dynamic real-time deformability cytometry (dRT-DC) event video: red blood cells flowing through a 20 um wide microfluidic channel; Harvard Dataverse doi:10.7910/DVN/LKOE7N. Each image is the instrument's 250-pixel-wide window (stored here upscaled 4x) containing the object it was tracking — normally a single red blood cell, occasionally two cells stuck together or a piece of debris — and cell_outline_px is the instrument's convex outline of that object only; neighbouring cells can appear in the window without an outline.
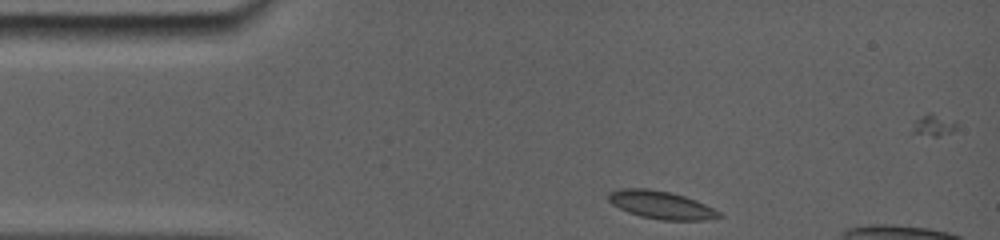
{"species": "common noctule bat (a hibernating species)", "species_latin": "Nyctalus noctula", "temperature_condition": "room temperature", "stored_images_in_passage": 35, "camera_frame_rate_fps": 5000, "um_per_image_px": 0.085, "animal": {"sex": "female", "body_mass_g": 19.0, "forearm_length_mm": 56.7}, "frame": {"image": 1, "passage_image": 1, "time_ms": 0.0, "image_size_px": [1000, 240], "cell_outline_px": [[724, 216], [704, 220], [660, 220], [640, 216], [628, 212], [612, 204], [608, 200], [608, 192], [620, 188], [648, 188], [672, 192], [696, 200], [720, 212]], "centroid_in_image_um": [56.17, 17.41], "position_along_channel_um": 28.8, "area_um2": 18.03}}
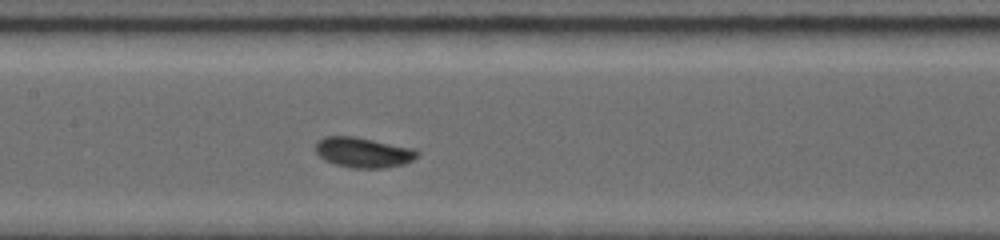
{"frame": {"image": 2, "passage_image": 16, "time_ms": 5.0, "image_size_px": [1000, 240], "cell_outline_px": [[420, 152], [412, 160], [404, 164], [384, 168], [352, 168], [336, 164], [320, 156], [316, 152], [316, 144], [320, 140], [328, 136], [352, 136], [408, 148]], "centroid_in_image_um": [30.86, 12.97], "position_along_channel_um": 176.5, "area_um2": 17.22}}
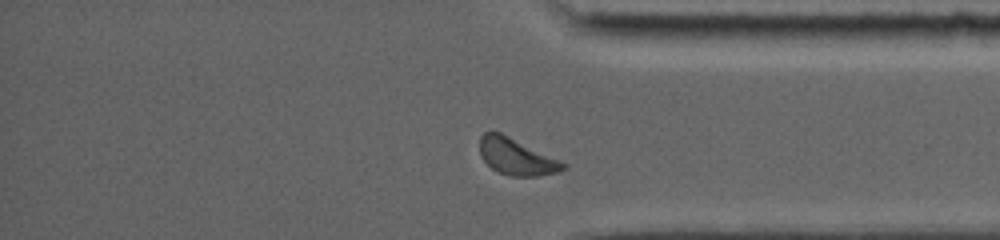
{"frame": {"image": 3, "passage_image": 30, "time_ms": 10.6, "image_size_px": [1000, 240], "cell_outline_px": [[568, 168], [556, 172], [536, 176], [512, 176], [500, 172], [492, 168], [480, 156], [480, 136], [484, 132], [500, 132], [560, 160], [568, 164]], "centroid_in_image_um": [43.91, 13.32], "position_along_channel_um": 391.3, "area_um2": 17.57}, "authors_computed_cell_mechanics": {"area_um2": 17.34, "velocity_mm_per_s": 3.8379, "shape_relaxation_time_tau1_ms": 2.1002, "shape_relaxation_time_tau2_ms": null, "deformation_change_tau1": 0.1012, "deformation_change_tau2": null}}